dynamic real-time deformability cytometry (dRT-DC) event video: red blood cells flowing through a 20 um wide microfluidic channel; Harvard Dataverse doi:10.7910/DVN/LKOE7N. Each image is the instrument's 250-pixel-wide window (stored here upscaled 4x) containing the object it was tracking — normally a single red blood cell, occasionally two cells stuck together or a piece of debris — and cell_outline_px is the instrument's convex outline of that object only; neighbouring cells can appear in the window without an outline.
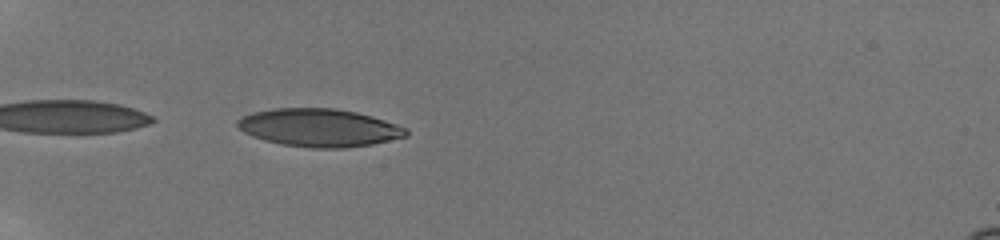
{"species": "human", "species_latin": "Homo sapiens", "temperature_condition": "room temperature", "stored_images_in_passage": 23, "camera_frame_rate_fps": 3000, "um_per_image_px": 0.085, "donor": {"sex": "male"}, "frame": {"image": 1, "passage_image": 2, "time_ms": 0.333, "image_size_px": [1000, 240], "cell_outline_px": [[408, 136], [372, 144], [344, 148], [308, 148], [280, 144], [264, 140], [252, 136], [244, 132], [236, 124], [236, 120], [240, 116], [252, 112], [272, 108], [336, 108], [356, 112], [372, 116], [408, 128]], "centroid_in_image_um": [27.11, 10.85], "position_along_channel_um": 57.9, "area_um2": 37.57}}
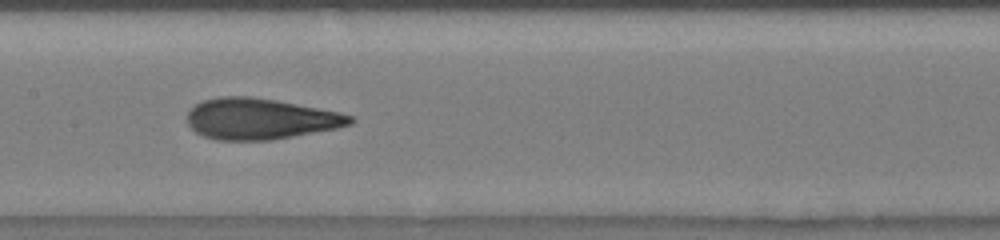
{"frame": {"image": 2, "passage_image": 14, "time_ms": 4.333, "image_size_px": [1000, 240], "cell_outline_px": [[356, 120], [352, 124], [336, 128], [272, 140], [216, 140], [204, 136], [196, 132], [188, 124], [188, 112], [196, 104], [204, 100], [220, 96], [248, 96], [276, 100], [340, 112], [352, 116]], "centroid_in_image_um": [22.13, 10.1], "position_along_channel_um": 185.3, "area_um2": 38.78}}
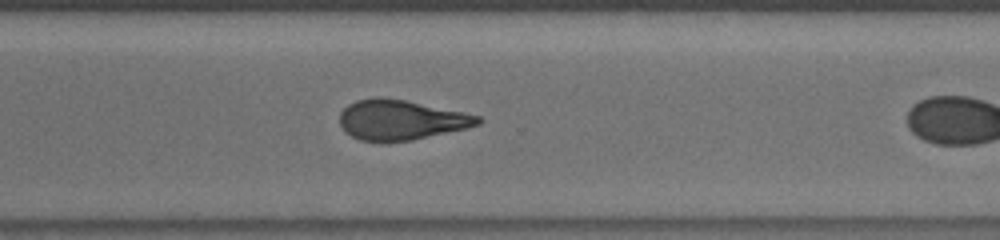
{"frame": {"image": 3, "passage_image": 22, "time_ms": 7.0, "image_size_px": [1000, 240], "cell_outline_px": [[484, 120], [480, 124], [468, 128], [412, 140], [384, 144], [380, 144], [360, 140], [344, 132], [340, 124], [340, 112], [348, 104], [356, 100], [376, 96], [380, 96], [404, 100], [464, 112], [480, 116]], "centroid_in_image_um": [34.05, 10.22], "position_along_channel_um": 336.5, "area_um2": 32.89}}